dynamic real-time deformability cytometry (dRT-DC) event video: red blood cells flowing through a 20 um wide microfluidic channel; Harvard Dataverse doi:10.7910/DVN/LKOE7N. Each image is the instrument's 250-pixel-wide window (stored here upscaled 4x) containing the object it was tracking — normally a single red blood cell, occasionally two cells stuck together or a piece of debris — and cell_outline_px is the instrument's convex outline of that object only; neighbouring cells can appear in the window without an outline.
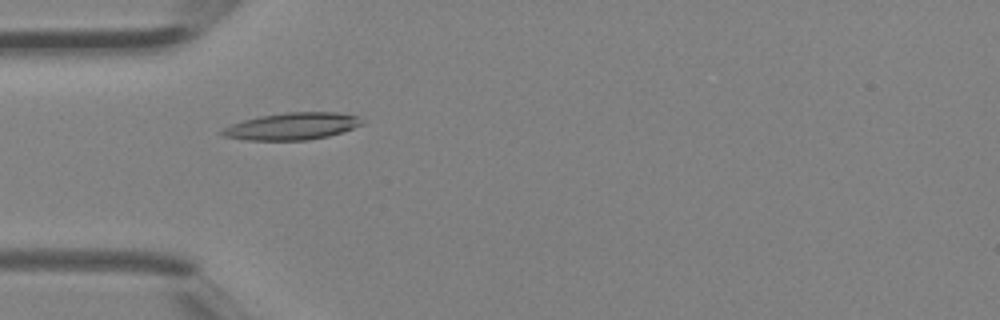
{"species": "Egyptian fruit bat (a non-hibernating species)", "species_latin": "Rousettus aegyptiacus", "temperature_condition": "room temperature", "stored_images_in_passage": 3, "camera_frame_rate_fps": 3000, "um_per_image_px": 0.085, "animal": {"sex": "female"}, "frame": {"image": 1, "passage_image": 3, "time_ms": 0.667, "image_size_px": [1000, 320], "cell_outline_px": [[364, 124], [328, 136], [308, 140], [244, 140], [224, 136], [220, 132], [224, 128], [232, 124], [244, 120], [260, 116], [288, 112], [336, 112], [360, 116], [364, 120]], "centroid_in_image_um": [24.87, 10.72], "position_along_channel_um": 60.1, "area_um2": 21.96}}